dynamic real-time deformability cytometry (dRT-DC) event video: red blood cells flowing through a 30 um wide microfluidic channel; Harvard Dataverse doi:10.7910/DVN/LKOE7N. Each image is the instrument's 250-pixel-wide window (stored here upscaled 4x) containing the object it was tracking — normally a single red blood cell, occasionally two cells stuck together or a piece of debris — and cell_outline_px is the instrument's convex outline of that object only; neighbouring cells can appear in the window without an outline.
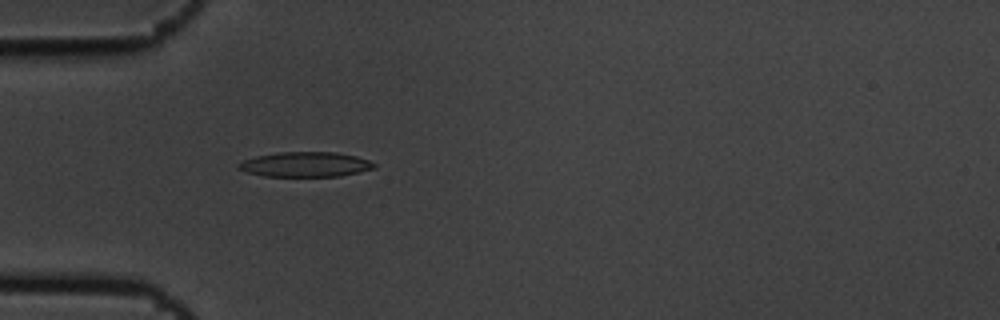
{"species": "common noctule bat (a hibernating species)", "species_latin": "Nyctalus noctula", "temperature_condition": "cold", "stored_images_in_passage": 3, "camera_frame_rate_fps": 3000, "um_per_image_px": 0.085, "animal": {"sex": "male", "body_mass_g": 19.5, "forearm_length_mm": 54.6}, "frame": {"image": 1, "passage_image": 3, "time_ms": 0.667, "image_size_px": [1000, 320], "cell_outline_px": [[376, 168], [360, 172], [340, 176], [264, 176], [248, 172], [236, 168], [236, 164], [244, 160], [256, 156], [276, 152], [336, 152], [356, 156], [368, 160], [376, 164]], "centroid_in_image_um": [25.96, 13.97], "position_along_channel_um": 59.0, "area_um2": 19.77}}